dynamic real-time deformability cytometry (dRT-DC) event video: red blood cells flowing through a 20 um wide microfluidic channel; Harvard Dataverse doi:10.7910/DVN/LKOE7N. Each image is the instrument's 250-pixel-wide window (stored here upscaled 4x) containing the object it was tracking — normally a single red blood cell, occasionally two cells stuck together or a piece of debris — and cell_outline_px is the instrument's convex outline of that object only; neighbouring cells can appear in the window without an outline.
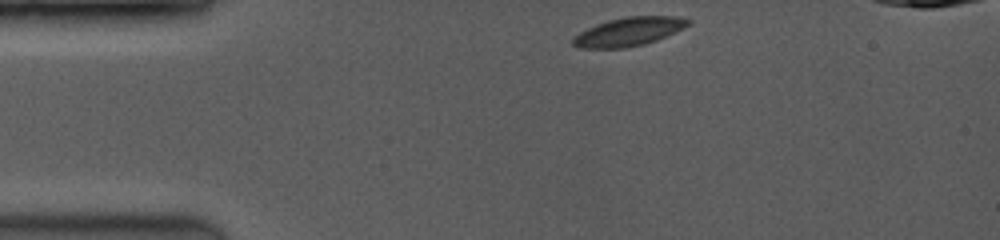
{"species": "common noctule bat (a hibernating species)", "species_latin": "Nyctalus noctula", "temperature_condition": "room temperature", "stored_images_in_passage": 42, "camera_frame_rate_fps": 3500, "um_per_image_px": 0.085, "animal": {"sex": "female", "body_mass_g": 19.0, "forearm_length_mm": 53.3}, "frame": {"image": 1, "passage_image": 1, "time_ms": 0.0, "image_size_px": [1000, 240], "cell_outline_px": [[692, 20], [688, 24], [656, 40], [644, 44], [624, 48], [580, 48], [572, 44], [572, 40], [580, 32], [596, 24], [608, 20], [628, 16], [672, 16]], "centroid_in_image_um": [53.39, 2.69], "position_along_channel_um": 31.6, "area_um2": 18.73}}
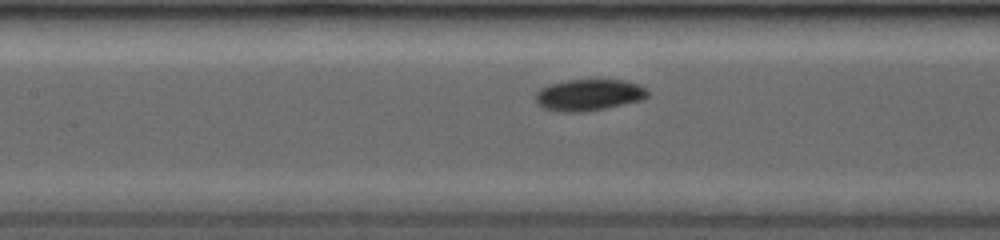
{"frame": {"image": 2, "passage_image": 16, "time_ms": 4.286, "image_size_px": [1000, 240], "cell_outline_px": [[648, 96], [644, 100], [584, 112], [560, 112], [544, 108], [536, 100], [536, 92], [540, 88], [548, 84], [568, 80], [624, 80], [636, 84], [644, 88], [648, 92]], "centroid_in_image_um": [50.04, 8.07], "position_along_channel_um": 157.4, "area_um2": 20.46}}
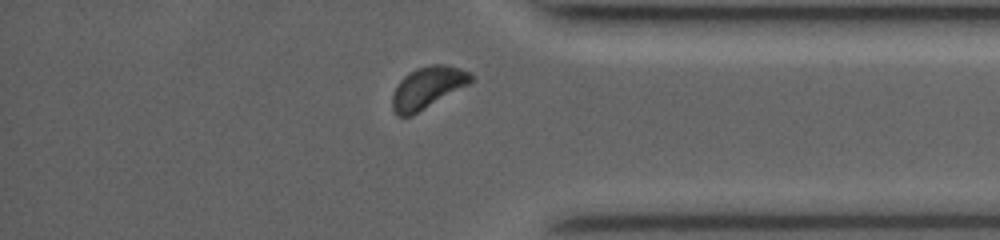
{"frame": {"image": 3, "passage_image": 37, "time_ms": 10.286, "image_size_px": [1000, 240], "cell_outline_px": [[476, 80], [412, 116], [396, 116], [392, 108], [392, 96], [400, 80], [408, 72], [416, 68], [432, 64], [444, 64], [460, 68], [472, 72]], "centroid_in_image_um": [36.37, 7.44], "position_along_channel_um": 398.8, "area_um2": 19.36}, "authors_computed_cell_mechanics": {"area_um2": 19.7387, "velocity_mm_per_s": 4.0691, "shape_relaxation_time_tau1_ms": 1.8925, "shape_relaxation_time_tau2_ms": null, "deformation_change_tau1": 0.0555, "deformation_change_tau2": null}}